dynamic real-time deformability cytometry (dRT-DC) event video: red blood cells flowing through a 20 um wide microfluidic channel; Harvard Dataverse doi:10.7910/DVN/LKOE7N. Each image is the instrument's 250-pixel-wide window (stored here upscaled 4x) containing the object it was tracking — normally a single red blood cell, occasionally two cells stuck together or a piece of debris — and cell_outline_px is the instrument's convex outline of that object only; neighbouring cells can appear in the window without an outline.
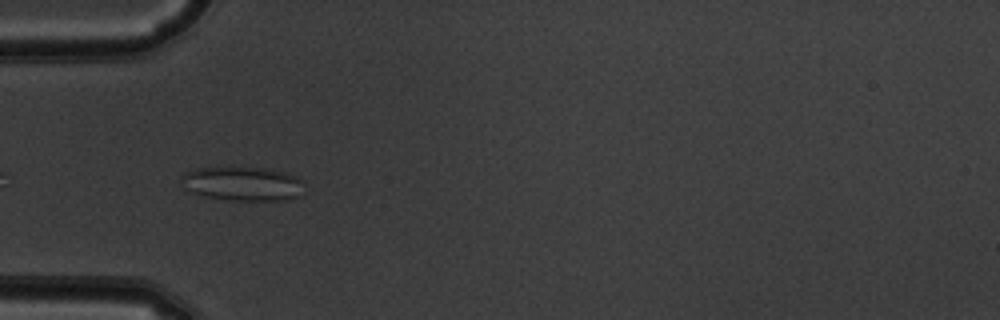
{"species": "common noctule bat (a hibernating species)", "species_latin": "Nyctalus noctula", "temperature_condition": "warm", "stored_images_in_passage": 37, "camera_frame_rate_fps": 3000, "um_per_image_px": 0.085, "animal": {"sex": "male", "body_mass_g": 19.5, "forearm_length_mm": 54.6}, "frame": {"image": 1, "passage_image": 2, "time_ms": 0.333, "image_size_px": [1000, 320], "cell_outline_px": [[304, 180], [296, 196], [284, 200], [232, 200], [204, 196], [192, 192], [188, 188], [180, 176], [184, 172], [196, 168], [228, 164], [264, 168], [284, 172], [296, 176]], "centroid_in_image_um": [20.57, 15.55], "position_along_channel_um": 64.4, "area_um2": 24.8}}
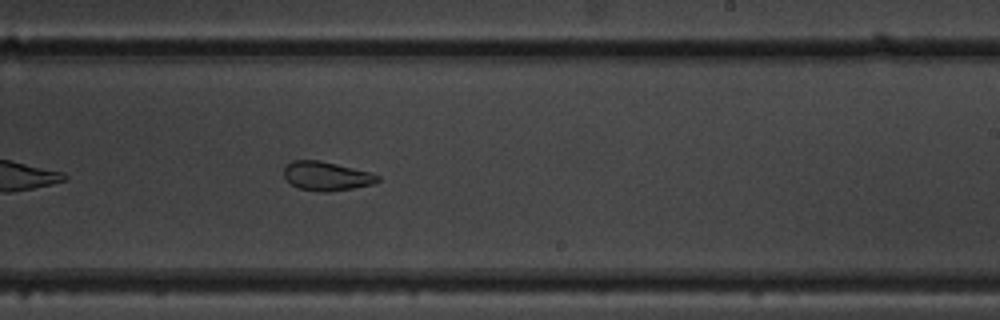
{"frame": {"image": 2, "passage_image": 17, "time_ms": 5.333, "image_size_px": [1000, 320], "cell_outline_px": [[380, 180], [372, 184], [352, 188], [328, 192], [324, 192], [300, 188], [292, 184], [284, 176], [284, 168], [292, 160], [320, 160], [372, 172], [380, 176]], "centroid_in_image_um": [27.78, 14.95], "position_along_channel_um": 261.2, "area_um2": 15.72}}
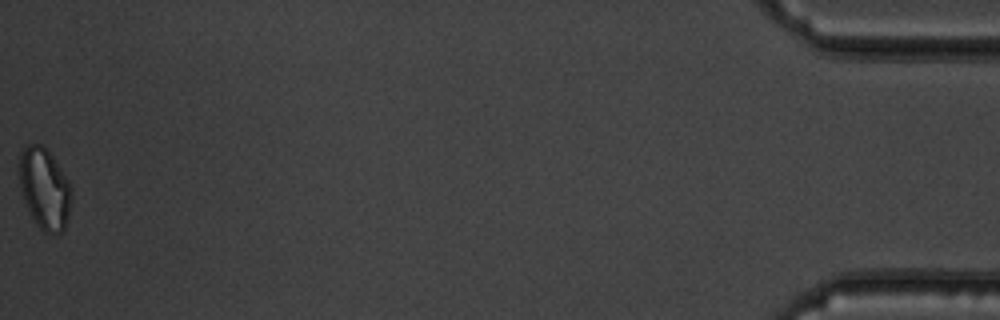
{"frame": {"image": 3, "passage_image": 37, "time_ms": 12.0, "image_size_px": [1000, 320], "cell_outline_px": [[72, 200], [64, 232], [56, 236], [44, 232], [36, 224], [24, 200], [20, 184], [20, 152], [28, 144], [40, 144], [52, 156], [68, 180], [72, 188]], "centroid_in_image_um": [3.82, 16.09], "position_along_channel_um": 431.4, "area_um2": 24.62}, "authors_computed_cell_mechanics": {"area_um2": 17.7446, "velocity_mm_per_s": 3.9661, "shape_relaxation_time_tau1_ms": null, "shape_relaxation_time_tau2_ms": 2.3508, "deformation_change_tau1": null, "deformation_change_tau2": 0.1025}}